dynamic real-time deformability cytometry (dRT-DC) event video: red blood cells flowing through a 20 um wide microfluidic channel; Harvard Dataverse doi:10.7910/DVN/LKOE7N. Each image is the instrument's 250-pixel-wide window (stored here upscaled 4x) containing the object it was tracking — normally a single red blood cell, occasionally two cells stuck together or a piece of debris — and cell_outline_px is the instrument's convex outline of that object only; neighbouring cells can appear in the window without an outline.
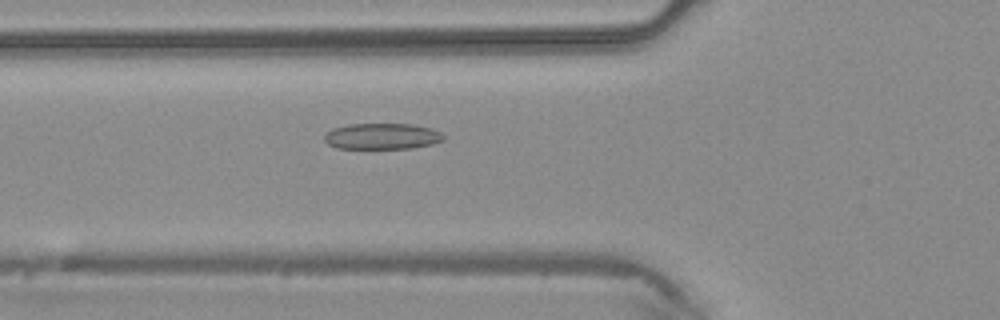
{"species": "common noctule bat (a hibernating species)", "species_latin": "Nyctalus noctula", "temperature_condition": "warm", "stored_images_in_passage": 46, "camera_frame_rate_fps": 3000, "um_per_image_px": 0.085, "animal": {"sex": "male", "body_mass_g": 20.4}, "frame": {"image": 1, "passage_image": 17, "time_ms": 5.333, "image_size_px": [1000, 320], "cell_outline_px": [[444, 140], [432, 144], [412, 148], [336, 148], [328, 144], [324, 140], [324, 136], [332, 128], [348, 124], [412, 124], [432, 128], [440, 132], [444, 136]], "centroid_in_image_um": [32.48, 11.58], "position_along_channel_um": 93.3, "area_um2": 18.09}}
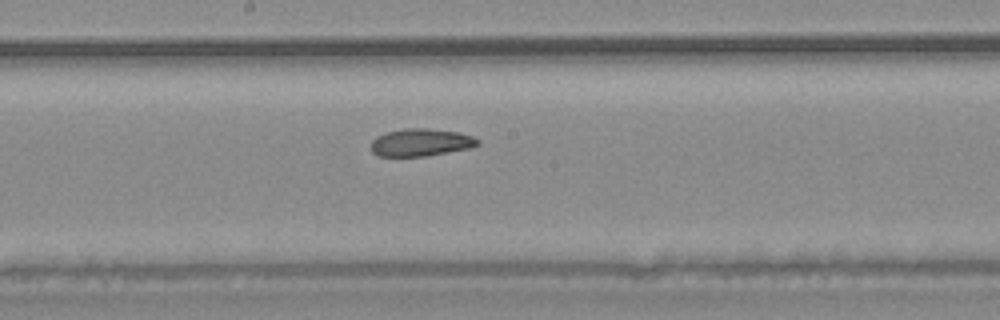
{"frame": {"image": 2, "passage_image": 25, "time_ms": 8.0, "image_size_px": [1000, 320], "cell_outline_px": [[480, 144], [472, 148], [424, 156], [380, 156], [372, 152], [372, 140], [376, 136], [388, 132], [404, 128], [428, 128], [456, 132], [472, 136], [480, 140]], "centroid_in_image_um": [35.79, 12.1], "position_along_channel_um": 212.4, "area_um2": 17.05}}
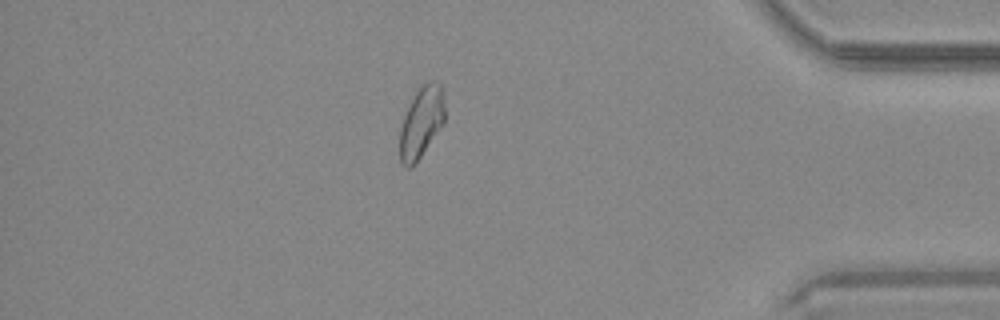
{"frame": {"image": 3, "passage_image": 40, "time_ms": 13.0, "image_size_px": [1000, 320], "cell_outline_px": [[444, 124], [412, 168], [408, 168], [400, 160], [400, 128], [404, 116], [416, 92], [428, 80], [440, 84], [444, 92]], "centroid_in_image_um": [35.83, 10.41], "position_along_channel_um": 399.4, "area_um2": 18.44}}